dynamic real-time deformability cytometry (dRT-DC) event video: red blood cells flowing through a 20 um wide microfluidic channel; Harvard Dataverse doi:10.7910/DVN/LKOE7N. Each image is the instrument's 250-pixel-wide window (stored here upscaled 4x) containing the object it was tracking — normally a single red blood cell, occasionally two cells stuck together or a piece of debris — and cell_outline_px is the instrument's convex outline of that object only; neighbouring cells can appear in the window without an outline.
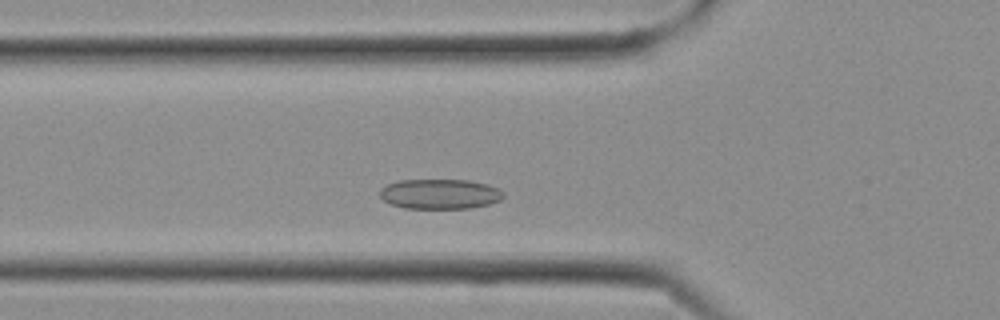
{"species": "Egyptian fruit bat (a non-hibernating species)", "species_latin": "Rousettus aegyptiacus", "temperature_condition": "cold", "stored_images_in_passage": 14, "camera_frame_rate_fps": 3000, "um_per_image_px": 0.085, "frame": {"image": 1, "passage_image": 5, "time_ms": 1.333, "image_size_px": [1000, 320], "cell_outline_px": [[504, 196], [500, 200], [488, 204], [472, 208], [404, 208], [392, 204], [384, 200], [380, 196], [380, 188], [388, 184], [400, 180], [468, 180], [488, 184], [500, 188], [504, 192]], "centroid_in_image_um": [37.42, 16.48], "position_along_channel_um": 88.4, "area_um2": 21.62}}
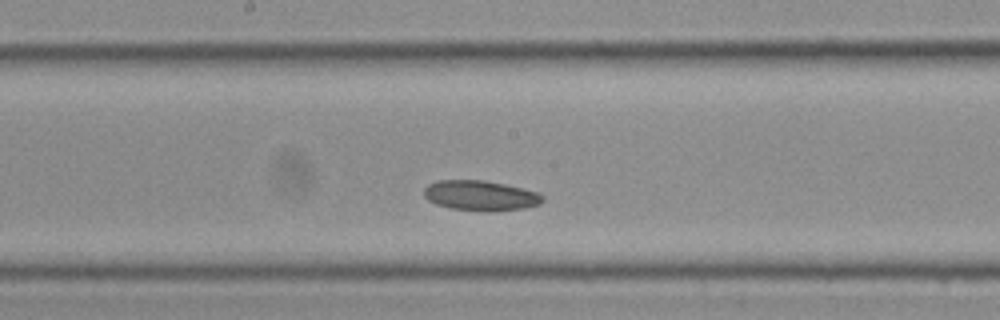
{"frame": {"image": 2, "passage_image": 10, "time_ms": 3.0, "image_size_px": [1000, 320], "cell_outline_px": [[544, 200], [540, 204], [524, 208], [488, 212], [452, 208], [436, 204], [428, 200], [424, 196], [424, 188], [428, 184], [436, 180], [484, 180], [524, 188], [536, 192], [544, 196]], "centroid_in_image_um": [40.84, 16.62], "position_along_channel_um": 207.4, "area_um2": 20.92}}
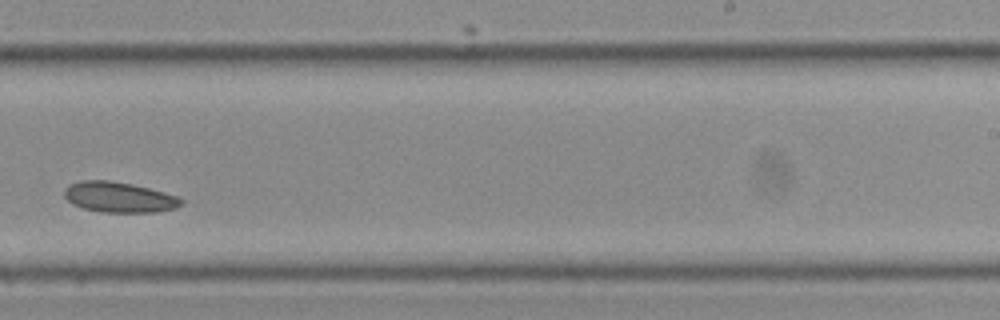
{"frame": {"image": 3, "passage_image": 13, "time_ms": 4.0, "image_size_px": [1000, 320], "cell_outline_px": [[184, 204], [176, 208], [156, 212], [100, 212], [84, 208], [72, 204], [64, 196], [64, 188], [68, 184], [80, 180], [108, 180], [132, 184], [180, 196], [184, 200]], "centroid_in_image_um": [10.14, 16.76], "position_along_channel_um": 278.9, "area_um2": 20.98}}